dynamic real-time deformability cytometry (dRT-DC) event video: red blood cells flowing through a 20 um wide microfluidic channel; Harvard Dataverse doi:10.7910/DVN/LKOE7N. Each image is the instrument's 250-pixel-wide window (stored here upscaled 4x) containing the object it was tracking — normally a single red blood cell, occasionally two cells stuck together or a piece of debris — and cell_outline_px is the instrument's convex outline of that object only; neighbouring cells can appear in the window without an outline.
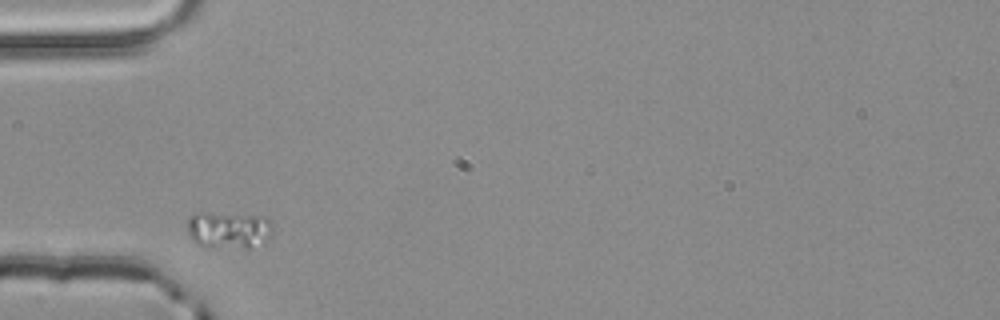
{"species": "common noctule bat (a hibernating species)", "species_latin": "Nyctalus noctula", "temperature_condition": "room temperature", "stored_images_in_passage": 2, "camera_frame_rate_fps": 3000, "um_per_image_px": 0.085, "animal": {"sex": "male", "body_mass_g": 20.4}, "frame": {"image": 1, "passage_image": 1, "time_ms": 0.0, "image_size_px": [1000, 320], "cell_outline_px": [[272, 232], [268, 240], [248, 248], [212, 248], [196, 244], [192, 240], [188, 232], [188, 216], [200, 212], [208, 212], [268, 216], [272, 224]], "centroid_in_image_um": [19.44, 19.54], "position_along_channel_um": 65.6, "area_um2": 18.9}}